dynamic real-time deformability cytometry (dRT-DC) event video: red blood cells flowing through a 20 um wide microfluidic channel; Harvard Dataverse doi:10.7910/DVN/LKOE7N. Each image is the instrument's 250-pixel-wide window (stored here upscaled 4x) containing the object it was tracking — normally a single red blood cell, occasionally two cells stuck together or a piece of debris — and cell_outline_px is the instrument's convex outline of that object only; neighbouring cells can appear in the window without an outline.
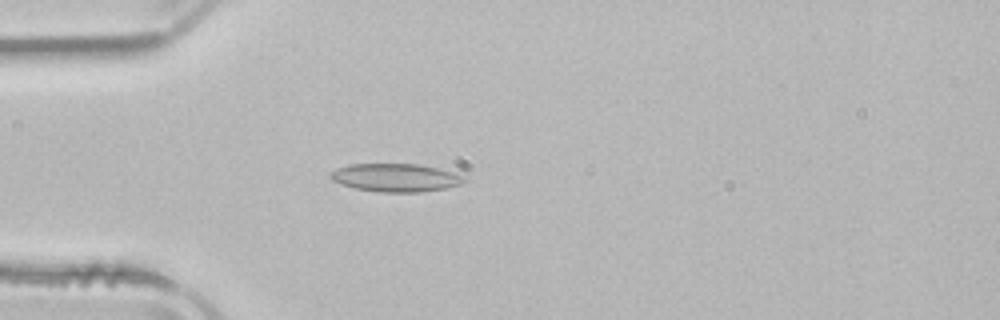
{"species": "common noctule bat (a hibernating species)", "species_latin": "Nyctalus noctula", "temperature_condition": "room temperature", "stored_images_in_passage": 44, "camera_frame_rate_fps": 3000, "um_per_image_px": 0.085, "animal": {"sex": "male", "body_mass_g": 21.5, "forearm_length_mm": 52.0}, "frame": {"image": 1, "passage_image": 7, "time_ms": 2.0, "image_size_px": [1000, 320], "cell_outline_px": [[464, 180], [460, 184], [444, 188], [420, 192], [380, 192], [356, 188], [340, 184], [332, 180], [328, 176], [332, 172], [348, 164], [416, 164], [436, 168], [452, 172], [464, 176]], "centroid_in_image_um": [33.59, 15.1], "position_along_channel_um": 51.4, "area_um2": 21.56}}
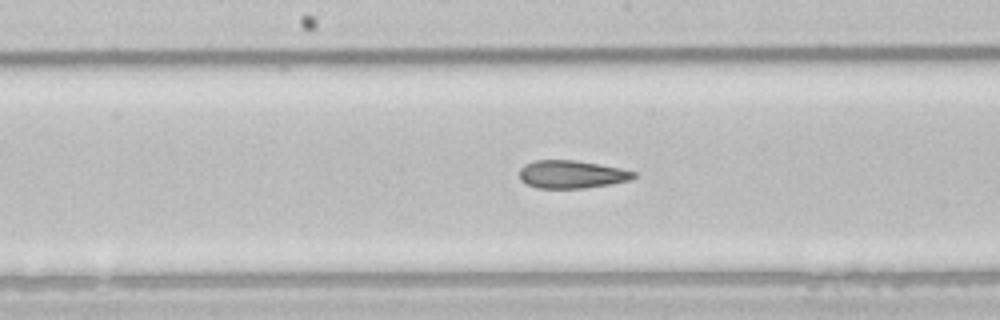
{"frame": {"image": 2, "passage_image": 19, "time_ms": 6.0, "image_size_px": [1000, 320], "cell_outline_px": [[636, 176], [632, 180], [612, 184], [584, 188], [536, 188], [520, 180], [520, 168], [524, 164], [532, 160], [576, 160], [620, 168], [636, 172]], "centroid_in_image_um": [48.59, 14.82], "position_along_channel_um": 199.6, "area_um2": 18.73}}
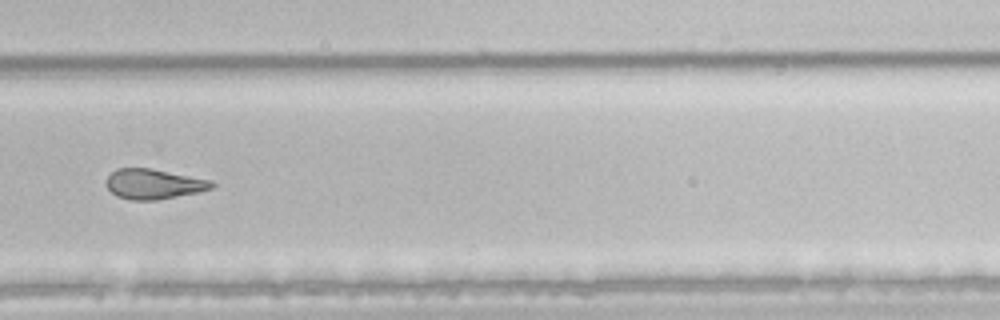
{"frame": {"image": 3, "passage_image": 28, "time_ms": 9.0, "image_size_px": [1000, 320], "cell_outline_px": [[216, 184], [212, 188], [200, 192], [156, 200], [132, 200], [116, 196], [104, 184], [104, 180], [116, 168], [148, 168], [212, 180]], "centroid_in_image_um": [13.05, 15.64], "position_along_channel_um": 316.8, "area_um2": 18.55}, "authors_computed_cell_mechanics": {"area_um2": 20.2011, "velocity_mm_per_s": 3.9328, "shape_relaxation_time_tau1_ms": 6.6751, "shape_relaxation_time_tau2_ms": 2.3311, "deformation_change_tau1": 0.1637, "deformation_change_tau2": 0.1099}}